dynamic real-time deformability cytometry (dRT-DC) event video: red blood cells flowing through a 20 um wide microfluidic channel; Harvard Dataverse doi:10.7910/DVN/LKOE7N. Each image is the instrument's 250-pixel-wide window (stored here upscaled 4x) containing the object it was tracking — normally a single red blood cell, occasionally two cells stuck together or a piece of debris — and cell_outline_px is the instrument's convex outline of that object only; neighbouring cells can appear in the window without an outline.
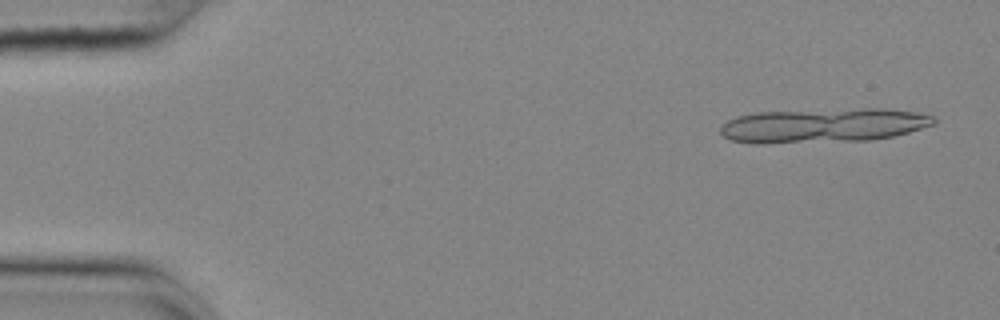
{"species": "common noctule bat (a hibernating species)", "species_latin": "Nyctalus noctula", "temperature_condition": "cold", "stored_images_in_passage": 18, "camera_frame_rate_fps": 3000, "um_per_image_px": 0.085, "animal": {"sex": "female", "body_mass_g": 25.1}, "frame": {"image": 1, "passage_image": 3, "time_ms": 0.667, "image_size_px": [1000, 320], "cell_outline_px": [[936, 124], [908, 132], [892, 136], [868, 140], [764, 144], [732, 140], [724, 136], [720, 132], [720, 128], [728, 120], [740, 116], [756, 112], [864, 108], [884, 108], [916, 112], [932, 116], [936, 120]], "centroid_in_image_um": [69.99, 10.66], "position_along_channel_um": 15.0, "area_um2": 42.66}}